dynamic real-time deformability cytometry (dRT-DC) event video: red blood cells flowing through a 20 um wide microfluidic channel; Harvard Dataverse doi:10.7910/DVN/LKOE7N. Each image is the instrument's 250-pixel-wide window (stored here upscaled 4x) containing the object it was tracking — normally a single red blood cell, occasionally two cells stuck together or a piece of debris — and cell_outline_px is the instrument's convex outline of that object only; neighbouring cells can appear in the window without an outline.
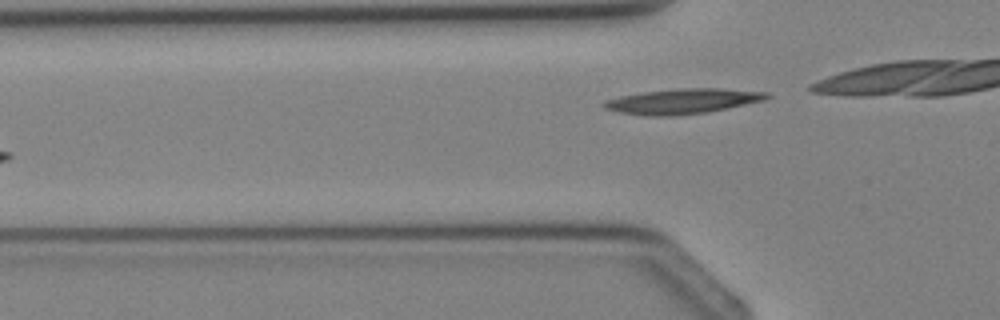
{"species": "Egyptian fruit bat (a non-hibernating species)", "species_latin": "Rousettus aegyptiacus", "temperature_condition": "cold", "stored_images_in_passage": 6, "camera_frame_rate_fps": 3000, "um_per_image_px": 0.085, "animal": {"sex": "female"}, "frame": {"image": 1, "passage_image": 4, "time_ms": 3.667, "image_size_px": [1000, 320], "cell_outline_px": [[772, 96], [764, 100], [708, 112], [672, 116], [648, 116], [620, 112], [604, 108], [600, 104], [604, 100], [620, 96], [644, 92], [680, 88], [720, 88], [768, 92]], "centroid_in_image_um": [58.01, 8.6], "position_along_channel_um": 67.8, "area_um2": 23.81}}